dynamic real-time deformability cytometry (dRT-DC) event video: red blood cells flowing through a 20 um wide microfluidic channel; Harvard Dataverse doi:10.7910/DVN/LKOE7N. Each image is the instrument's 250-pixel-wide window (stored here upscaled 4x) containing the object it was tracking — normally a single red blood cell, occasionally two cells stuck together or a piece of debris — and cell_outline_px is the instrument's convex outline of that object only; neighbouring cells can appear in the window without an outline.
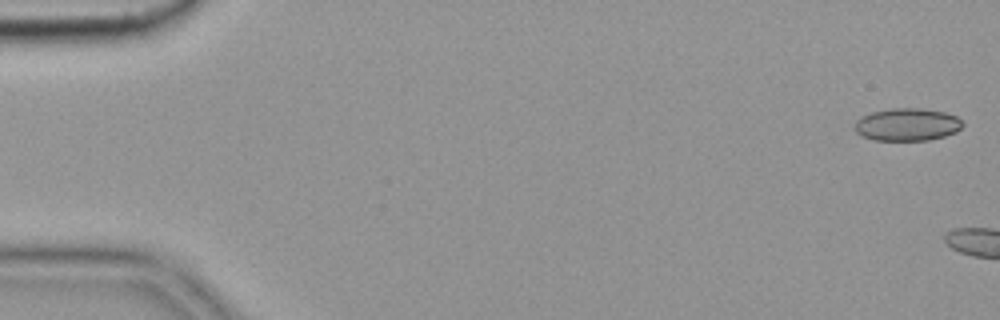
{"species": "common noctule bat (a hibernating species)", "species_latin": "Nyctalus noctula", "temperature_condition": "cold", "stored_images_in_passage": 2, "camera_frame_rate_fps": 3000, "um_per_image_px": 0.085, "animal": {"sex": "female", "body_mass_g": 19.9}, "frame": {"image": 1, "passage_image": 1, "time_ms": 0.0, "image_size_px": [1000, 320], "cell_outline_px": [[964, 124], [956, 132], [944, 136], [928, 140], [872, 140], [860, 136], [856, 132], [856, 120], [860, 116], [872, 112], [892, 108], [920, 108], [944, 112], [956, 116]], "centroid_in_image_um": [77.09, 10.59], "position_along_channel_um": 7.9, "area_um2": 20.52}}